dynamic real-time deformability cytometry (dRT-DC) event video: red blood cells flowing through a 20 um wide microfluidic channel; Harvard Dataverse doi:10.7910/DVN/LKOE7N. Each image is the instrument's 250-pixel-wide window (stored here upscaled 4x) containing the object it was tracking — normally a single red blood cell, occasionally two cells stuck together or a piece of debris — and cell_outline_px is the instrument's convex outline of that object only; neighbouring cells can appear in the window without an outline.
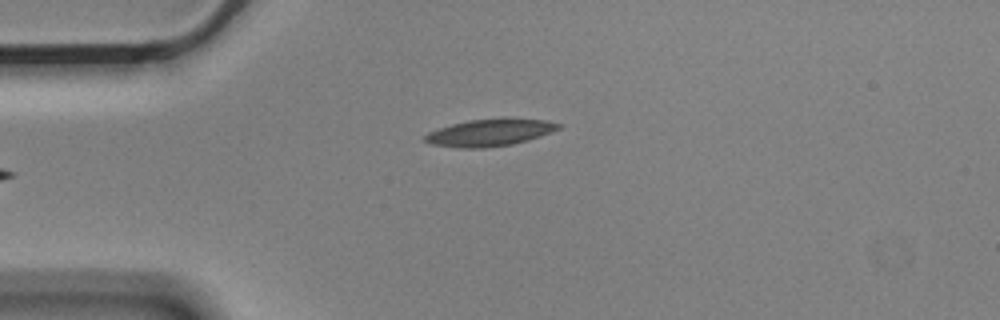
{"species": "Egyptian fruit bat (a non-hibernating species)", "species_latin": "Rousettus aegyptiacus", "temperature_condition": "cold", "stored_images_in_passage": 4, "camera_frame_rate_fps": 3000, "um_per_image_px": 0.085, "animal": {"sex": "male"}, "frame": {"image": 1, "passage_image": 4, "time_ms": 1.0, "image_size_px": [1000, 320], "cell_outline_px": [[564, 124], [560, 128], [552, 132], [528, 140], [512, 144], [484, 148], [460, 148], [432, 144], [424, 140], [424, 136], [428, 132], [452, 124], [468, 120], [504, 116], [548, 120]], "centroid_in_image_um": [41.71, 11.23], "position_along_channel_um": 43.3, "area_um2": 21.62}}